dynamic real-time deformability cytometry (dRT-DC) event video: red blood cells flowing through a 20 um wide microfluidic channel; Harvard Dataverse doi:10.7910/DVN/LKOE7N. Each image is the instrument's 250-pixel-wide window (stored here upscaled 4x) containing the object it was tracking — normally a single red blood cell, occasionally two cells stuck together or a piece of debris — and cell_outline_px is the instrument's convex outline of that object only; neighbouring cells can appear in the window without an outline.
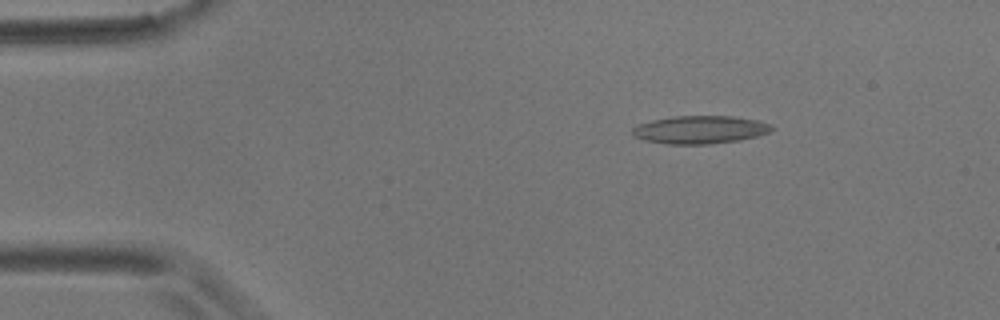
{"species": "common noctule bat (a hibernating species)", "species_latin": "Nyctalus noctula", "temperature_condition": "room temperature", "stored_images_in_passage": 5, "camera_frame_rate_fps": 3000, "um_per_image_px": 0.085, "animal": {"sex": "male", "body_mass_g": 17.9}, "frame": {"image": 1, "passage_image": 3, "time_ms": 2.333, "image_size_px": [1000, 320], "cell_outline_px": [[776, 128], [768, 132], [756, 136], [740, 140], [708, 144], [668, 144], [644, 140], [632, 136], [632, 128], [640, 124], [652, 120], [676, 116], [732, 116], [756, 120], [772, 124]], "centroid_in_image_um": [59.51, 11.02], "position_along_channel_um": 25.5, "area_um2": 22.66}}